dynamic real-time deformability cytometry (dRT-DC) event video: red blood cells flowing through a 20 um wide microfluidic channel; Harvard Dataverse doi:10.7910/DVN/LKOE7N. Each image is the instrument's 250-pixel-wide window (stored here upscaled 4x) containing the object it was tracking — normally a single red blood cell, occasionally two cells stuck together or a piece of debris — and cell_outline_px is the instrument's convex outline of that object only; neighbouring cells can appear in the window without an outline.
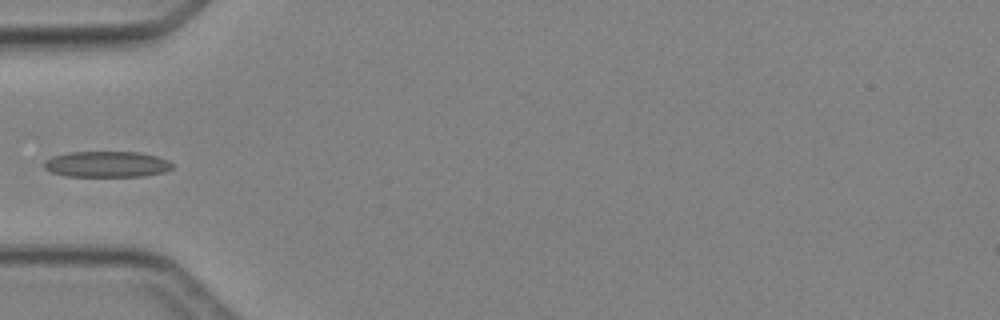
{"species": "Egyptian fruit bat (a non-hibernating species)", "species_latin": "Rousettus aegyptiacus", "temperature_condition": "cold", "stored_images_in_passage": 4, "camera_frame_rate_fps": 3000, "um_per_image_px": 0.085, "animal": {"sex": "female"}, "frame": {"image": 1, "passage_image": 3, "time_ms": 3.333, "image_size_px": [1000, 320], "cell_outline_px": [[172, 168], [164, 172], [144, 176], [64, 176], [52, 172], [44, 168], [44, 160], [52, 156], [68, 152], [140, 152], [156, 156], [168, 160], [172, 164]], "centroid_in_image_um": [9.05, 13.96], "position_along_channel_um": 75.9, "area_um2": 19.42}}
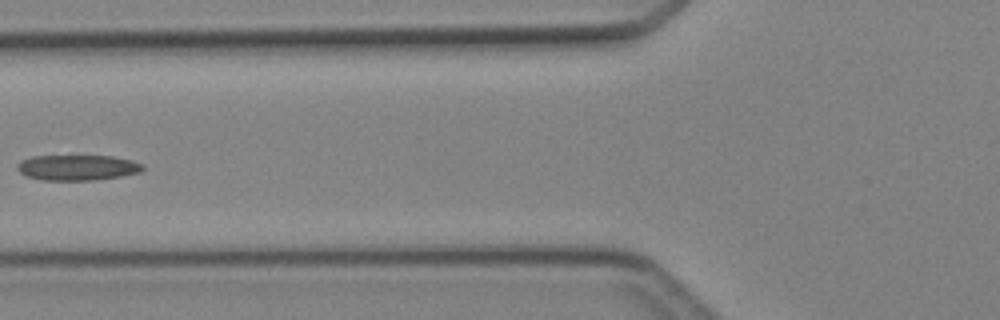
{"frame": {"image": 2, "passage_image": 4, "time_ms": 4.333, "image_size_px": [1000, 320], "cell_outline_px": [[144, 168], [140, 172], [120, 176], [96, 180], [40, 180], [24, 176], [16, 168], [16, 164], [20, 160], [32, 156], [112, 156], [132, 160], [144, 164]], "centroid_in_image_um": [6.54, 14.24], "position_along_channel_um": 119.3, "area_um2": 18.84}}